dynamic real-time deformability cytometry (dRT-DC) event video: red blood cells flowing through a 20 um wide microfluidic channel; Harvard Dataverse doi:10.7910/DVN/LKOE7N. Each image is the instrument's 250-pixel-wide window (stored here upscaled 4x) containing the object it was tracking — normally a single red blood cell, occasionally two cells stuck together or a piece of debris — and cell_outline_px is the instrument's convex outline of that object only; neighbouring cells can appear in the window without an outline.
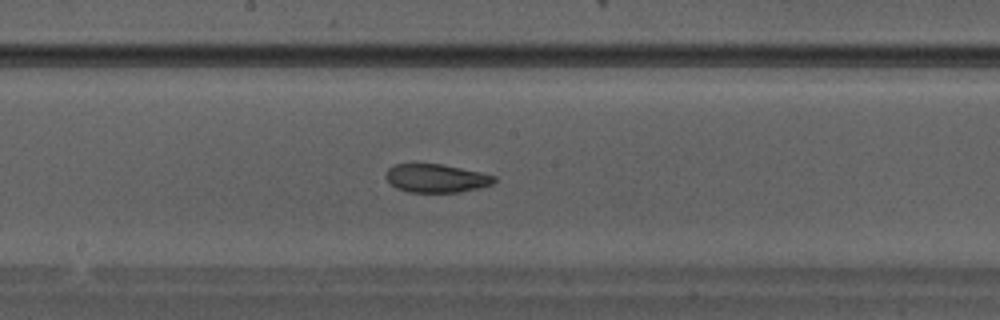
{"species": "Egyptian fruit bat (a non-hibernating species)", "species_latin": "Rousettus aegyptiacus", "temperature_condition": "warm", "stored_images_in_passage": 30, "camera_frame_rate_fps": 3000, "um_per_image_px": 0.085, "animal": {"sex": "male"}, "frame": {"image": 1, "passage_image": 13, "time_ms": 4.0, "image_size_px": [1000, 320], "cell_outline_px": [[496, 180], [492, 184], [480, 188], [460, 192], [408, 192], [396, 188], [384, 176], [388, 168], [396, 164], [440, 164], [480, 172], [496, 176]], "centroid_in_image_um": [37.08, 15.16], "position_along_channel_um": 211.1, "area_um2": 17.86}}